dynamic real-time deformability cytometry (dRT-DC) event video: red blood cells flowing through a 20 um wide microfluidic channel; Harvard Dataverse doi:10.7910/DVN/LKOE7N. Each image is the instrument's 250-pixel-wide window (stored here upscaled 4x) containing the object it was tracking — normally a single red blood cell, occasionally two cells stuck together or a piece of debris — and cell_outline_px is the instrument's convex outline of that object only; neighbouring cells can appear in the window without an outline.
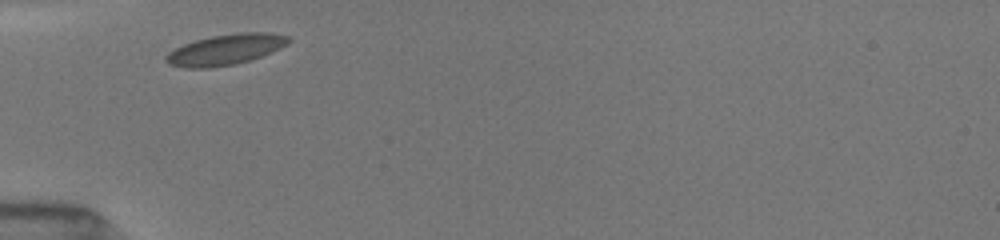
{"species": "common noctule bat (a hibernating species)", "species_latin": "Nyctalus noctula", "temperature_condition": "room temperature", "stored_images_in_passage": 23, "camera_frame_rate_fps": 3000, "um_per_image_px": 0.085, "animal": {"sex": "female", "body_mass_g": 19.5, "forearm_length_mm": 54.1}, "frame": {"image": 1, "passage_image": 1, "time_ms": 0.0, "image_size_px": [1000, 240], "cell_outline_px": [[292, 40], [288, 44], [280, 48], [260, 56], [248, 60], [232, 64], [208, 68], [184, 68], [168, 64], [164, 60], [164, 56], [168, 52], [184, 44], [196, 40], [212, 36], [240, 32], [268, 32], [288, 36]], "centroid_in_image_um": [19.14, 4.21], "position_along_channel_um": 65.9, "area_um2": 21.73}}
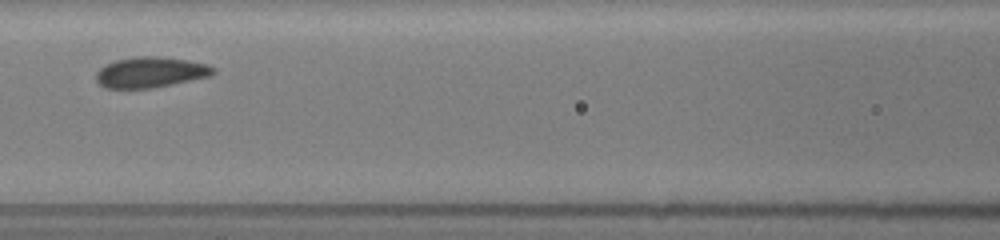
{"frame": {"image": 2, "passage_image": 7, "time_ms": 2.333, "image_size_px": [1000, 240], "cell_outline_px": [[216, 72], [212, 76], [152, 88], [104, 88], [96, 80], [96, 72], [104, 64], [116, 60], [136, 56], [160, 56], [188, 60], [208, 64], [216, 68]], "centroid_in_image_um": [12.82, 6.13], "position_along_channel_um": 153.8, "area_um2": 21.15}}
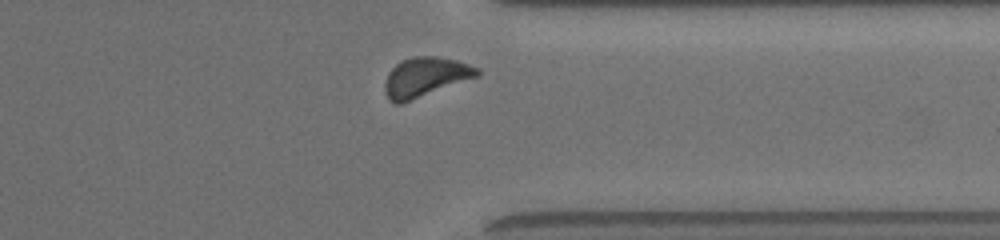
{"frame": {"image": 3, "passage_image": 21, "time_ms": 8.0, "image_size_px": [1000, 240], "cell_outline_px": [[480, 76], [400, 104], [396, 104], [388, 100], [384, 92], [384, 84], [388, 72], [400, 60], [412, 56], [436, 56], [456, 60], [480, 68]], "centroid_in_image_um": [36.14, 6.55], "position_along_channel_um": 375.3, "area_um2": 21.5}, "authors_computed_cell_mechanics": {"area_um2": 20.808, "velocity_mm_per_s": 3.9264, "shape_relaxation_time_tau1_ms": 1.4094, "shape_relaxation_time_tau2_ms": null, "deformation_change_tau1": 0.047, "deformation_change_tau2": null}}